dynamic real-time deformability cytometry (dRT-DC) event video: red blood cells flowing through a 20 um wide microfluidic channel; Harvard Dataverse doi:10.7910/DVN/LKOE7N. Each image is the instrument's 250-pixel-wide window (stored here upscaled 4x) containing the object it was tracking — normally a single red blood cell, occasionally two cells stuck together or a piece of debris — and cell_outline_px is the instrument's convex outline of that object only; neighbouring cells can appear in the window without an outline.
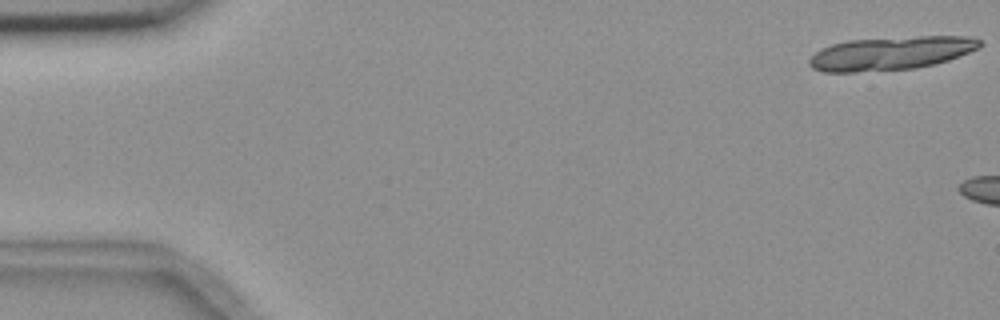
{"species": "common noctule bat (a hibernating species)", "species_latin": "Nyctalus noctula", "temperature_condition": "room temperature", "stored_images_in_passage": 3, "camera_frame_rate_fps": 3000, "um_per_image_px": 0.085, "animal": {"sex": "female", "body_mass_g": 18.4}, "frame": {"image": 1, "passage_image": 1, "time_ms": 0.0, "image_size_px": [1000, 320], "cell_outline_px": [[984, 44], [980, 48], [948, 60], [936, 64], [916, 68], [856, 72], [824, 72], [812, 68], [808, 64], [808, 60], [820, 48], [832, 44], [848, 40], [920, 36], [968, 36], [980, 40]], "centroid_in_image_um": [75.73, 4.52], "position_along_channel_um": 9.3, "area_um2": 33.41}}